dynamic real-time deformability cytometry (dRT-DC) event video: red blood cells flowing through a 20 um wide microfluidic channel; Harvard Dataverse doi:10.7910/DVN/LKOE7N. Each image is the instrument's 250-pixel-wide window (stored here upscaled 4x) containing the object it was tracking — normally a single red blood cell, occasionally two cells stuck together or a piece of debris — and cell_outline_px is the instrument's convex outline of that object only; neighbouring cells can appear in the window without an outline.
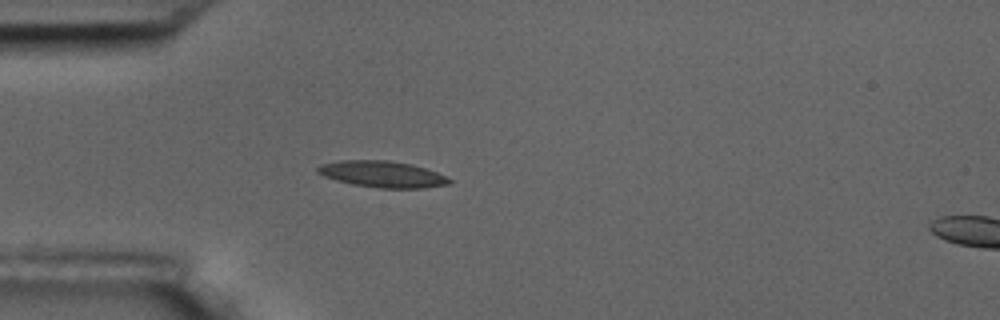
{"species": "common noctule bat (a hibernating species)", "species_latin": "Nyctalus noctula", "temperature_condition": "room temperature", "stored_images_in_passage": 2, "camera_frame_rate_fps": 3000, "um_per_image_px": 0.085, "animal": {"sex": "male", "body_mass_g": 17.5, "forearm_length_mm": 52.3}, "frame": {"image": 1, "passage_image": 2, "time_ms": 2.0, "image_size_px": [1000, 320], "cell_outline_px": [[452, 180], [448, 184], [424, 188], [380, 188], [352, 184], [336, 180], [324, 176], [316, 172], [316, 168], [320, 164], [340, 160], [388, 160], [412, 164], [436, 172]], "centroid_in_image_um": [32.46, 14.8], "position_along_channel_um": 52.5, "area_um2": 20.17}}